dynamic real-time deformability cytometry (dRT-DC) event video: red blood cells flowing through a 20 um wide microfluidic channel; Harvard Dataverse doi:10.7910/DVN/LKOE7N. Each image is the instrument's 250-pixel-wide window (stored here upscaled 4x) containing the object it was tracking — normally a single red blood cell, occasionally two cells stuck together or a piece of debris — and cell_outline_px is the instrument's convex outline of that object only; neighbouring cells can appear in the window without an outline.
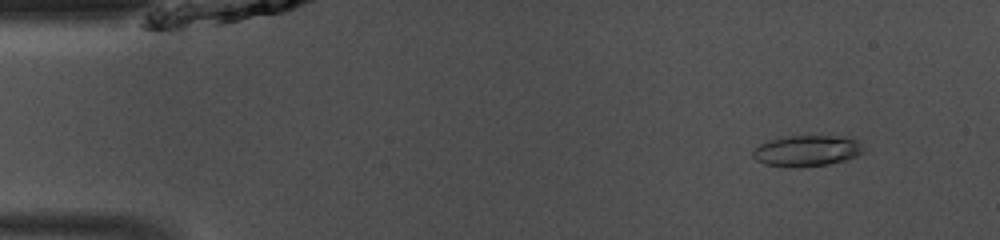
{"species": "common noctule bat (a hibernating species)", "species_latin": "Nyctalus noctula", "temperature_condition": "room temperature", "stored_images_in_passage": 47, "camera_frame_rate_fps": 3000, "um_per_image_px": 0.085, "animal": {"sex": "male", "body_mass_g": 13.0, "forearm_length_mm": 53.1}, "frame": {"image": 1, "passage_image": 4, "time_ms": 1.0, "image_size_px": [1000, 240], "cell_outline_px": [[864, 152], [856, 156], [844, 160], [828, 164], [792, 168], [768, 164], [756, 160], [752, 156], [752, 152], [760, 144], [772, 140], [788, 136], [832, 136], [856, 140], [864, 148]], "centroid_in_image_um": [68.57, 12.83], "position_along_channel_um": 16.4, "area_um2": 19.59}}
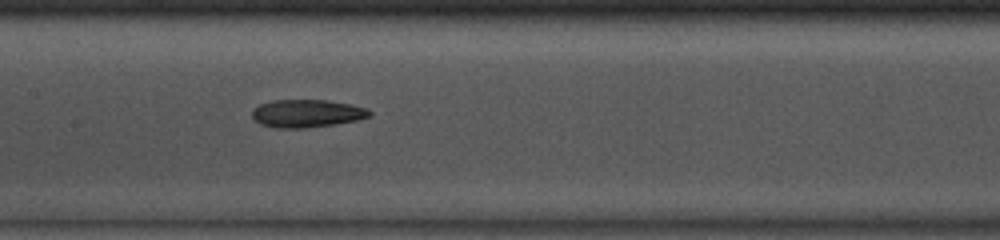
{"frame": {"image": 2, "passage_image": 22, "time_ms": 7.0, "image_size_px": [1000, 240], "cell_outline_px": [[372, 112], [368, 116], [356, 120], [336, 124], [304, 128], [276, 128], [260, 124], [252, 116], [252, 112], [260, 104], [272, 100], [324, 100], [352, 104], [368, 108]], "centroid_in_image_um": [26.09, 9.64], "position_along_channel_um": 181.3, "area_um2": 18.96}}
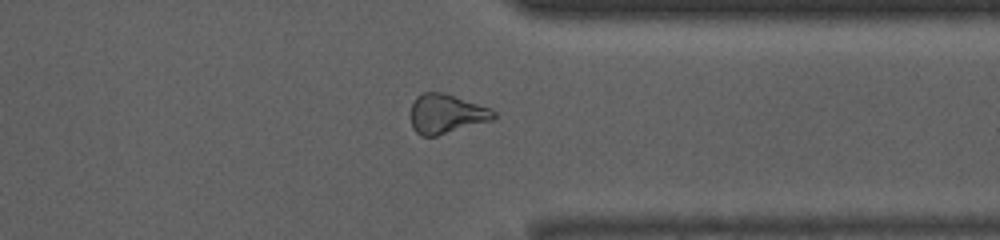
{"frame": {"image": 3, "passage_image": 36, "time_ms": 11.667, "image_size_px": [1000, 240], "cell_outline_px": [[496, 116], [492, 120], [436, 136], [420, 136], [412, 128], [412, 104], [416, 96], [424, 92], [444, 92], [492, 108], [496, 112]], "centroid_in_image_um": [37.95, 9.66], "position_along_channel_um": 373.4, "area_um2": 19.07}, "authors_computed_cell_mechanics": {"area_um2": 19.2474, "velocity_mm_per_s": 4.1749, "shape_relaxation_time_tau1_ms": null, "shape_relaxation_time_tau2_ms": 3.6706, "deformation_change_tau1": null, "deformation_change_tau2": 0.1258}}